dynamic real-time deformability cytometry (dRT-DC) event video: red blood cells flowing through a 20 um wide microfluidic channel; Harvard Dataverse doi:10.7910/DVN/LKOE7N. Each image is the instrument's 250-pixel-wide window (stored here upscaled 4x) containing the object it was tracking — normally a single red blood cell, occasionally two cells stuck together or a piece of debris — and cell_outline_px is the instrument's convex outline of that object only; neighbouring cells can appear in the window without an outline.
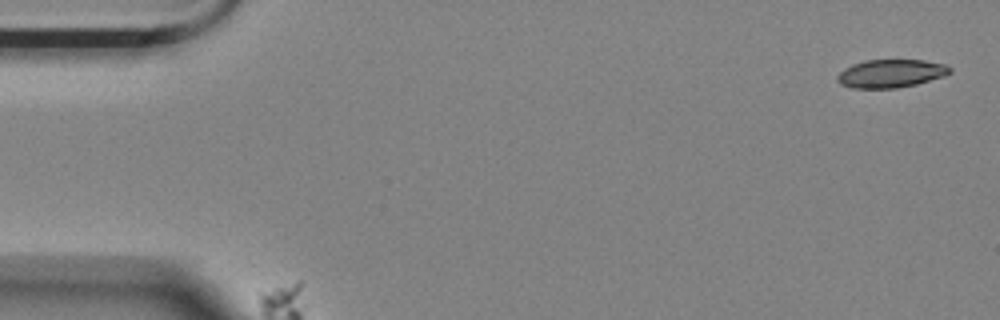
{"species": "Egyptian fruit bat (a non-hibernating species)", "species_latin": "Rousettus aegyptiacus", "temperature_condition": "room temperature", "stored_images_in_passage": 30, "camera_frame_rate_fps": 3000, "um_per_image_px": 0.085, "animal": {"sex": "female"}, "frame": {"image": 1, "passage_image": 1, "time_ms": 0.0, "image_size_px": [1000, 320], "cell_outline_px": [[952, 72], [944, 76], [916, 84], [896, 88], [852, 88], [840, 84], [836, 80], [836, 76], [844, 68], [852, 64], [864, 60], [924, 60], [944, 64], [952, 68]], "centroid_in_image_um": [75.7, 6.24], "position_along_channel_um": 9.3, "area_um2": 18.55}}
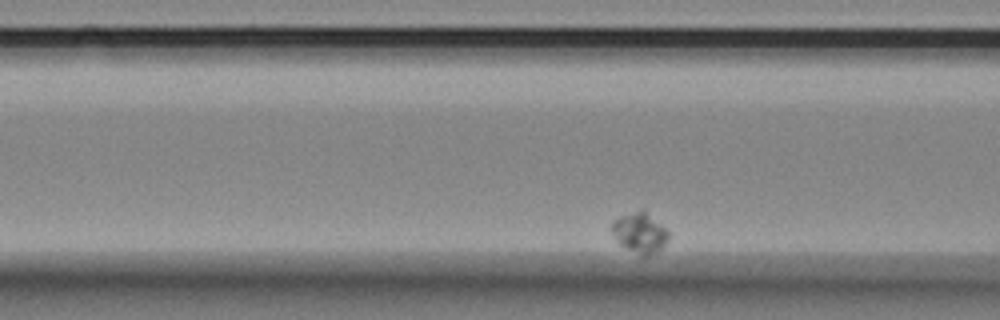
{"frame": {"image": 2, "passage_image": 11, "time_ms": 3.333, "image_size_px": [1000, 320], "cell_outline_px": [[668, 240], [656, 252], [648, 256], [640, 256], [624, 248], [620, 244], [612, 232], [612, 224], [620, 216], [640, 208], [644, 208], [668, 232]], "centroid_in_image_um": [54.38, 19.78], "position_along_channel_um": 112.2, "area_um2": 13.29}}
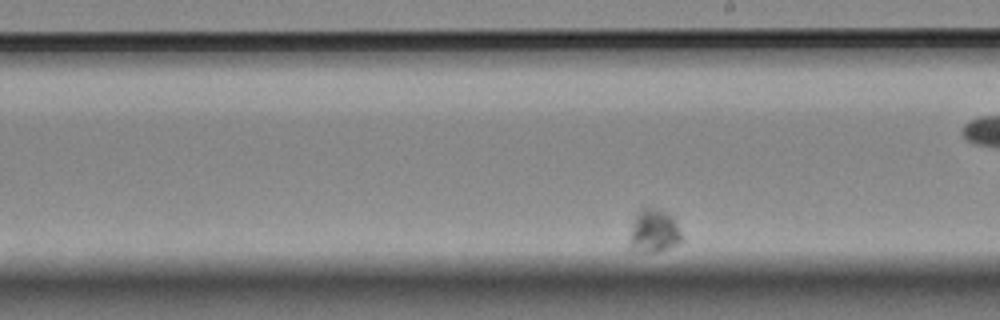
{"frame": {"image": 3, "passage_image": 28, "time_ms": 9.0, "image_size_px": [1000, 320], "cell_outline_px": [[680, 240], [676, 244], [668, 248], [656, 252], [632, 252], [628, 248], [632, 220], [640, 208], [656, 208], [672, 216], [680, 232]], "centroid_in_image_um": [55.49, 19.66], "position_along_channel_um": 233.5, "area_um2": 13.18}}